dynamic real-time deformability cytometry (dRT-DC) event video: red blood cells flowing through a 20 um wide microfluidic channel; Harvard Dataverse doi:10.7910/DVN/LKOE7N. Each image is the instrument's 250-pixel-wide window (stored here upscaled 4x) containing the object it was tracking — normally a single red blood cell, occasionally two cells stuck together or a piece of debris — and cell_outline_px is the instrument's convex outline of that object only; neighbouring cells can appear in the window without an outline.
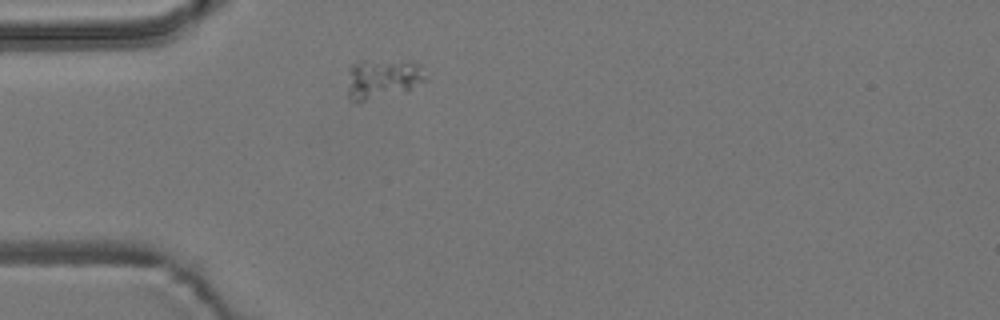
{"species": "common noctule bat (a hibernating species)", "species_latin": "Nyctalus noctula", "temperature_condition": "room temperature", "stored_images_in_passage": 2, "camera_frame_rate_fps": 3000, "um_per_image_px": 0.085, "animal": {"sex": "male", "body_mass_g": 19.2, "forearm_length_mm": 51.8}, "frame": {"image": 1, "passage_image": 1, "time_ms": 0.0, "image_size_px": [1000, 320], "cell_outline_px": [[424, 80], [408, 92], [356, 104], [348, 96], [348, 64], [364, 60], [420, 64], [424, 76]], "centroid_in_image_um": [32.43, 6.76], "position_along_channel_um": 52.6, "area_um2": 18.26}}